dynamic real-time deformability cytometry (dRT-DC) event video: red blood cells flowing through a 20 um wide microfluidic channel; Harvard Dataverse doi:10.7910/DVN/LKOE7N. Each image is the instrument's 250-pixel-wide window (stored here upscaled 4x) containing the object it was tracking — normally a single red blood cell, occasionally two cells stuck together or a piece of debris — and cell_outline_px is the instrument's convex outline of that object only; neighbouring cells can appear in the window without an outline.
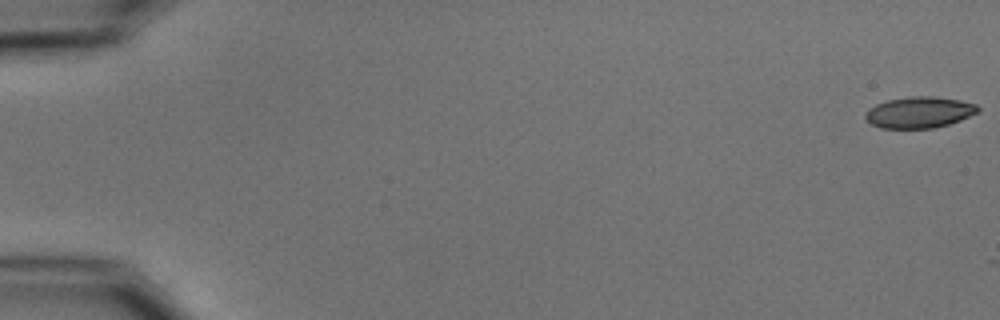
{"species": "common noctule bat (a hibernating species)", "species_latin": "Nyctalus noctula", "temperature_condition": "cold", "stored_images_in_passage": 3, "camera_frame_rate_fps": 3000, "um_per_image_px": 0.085, "animal": {"sex": "male", "body_mass_g": 15.6}, "frame": {"image": 1, "passage_image": 1, "time_ms": 0.0, "image_size_px": [1000, 320], "cell_outline_px": [[980, 112], [960, 120], [948, 124], [932, 128], [880, 128], [872, 124], [864, 116], [868, 108], [876, 104], [888, 100], [908, 96], [936, 96], [960, 100], [976, 104], [980, 108]], "centroid_in_image_um": [78.16, 9.54], "position_along_channel_um": 6.8, "area_um2": 20.58}}